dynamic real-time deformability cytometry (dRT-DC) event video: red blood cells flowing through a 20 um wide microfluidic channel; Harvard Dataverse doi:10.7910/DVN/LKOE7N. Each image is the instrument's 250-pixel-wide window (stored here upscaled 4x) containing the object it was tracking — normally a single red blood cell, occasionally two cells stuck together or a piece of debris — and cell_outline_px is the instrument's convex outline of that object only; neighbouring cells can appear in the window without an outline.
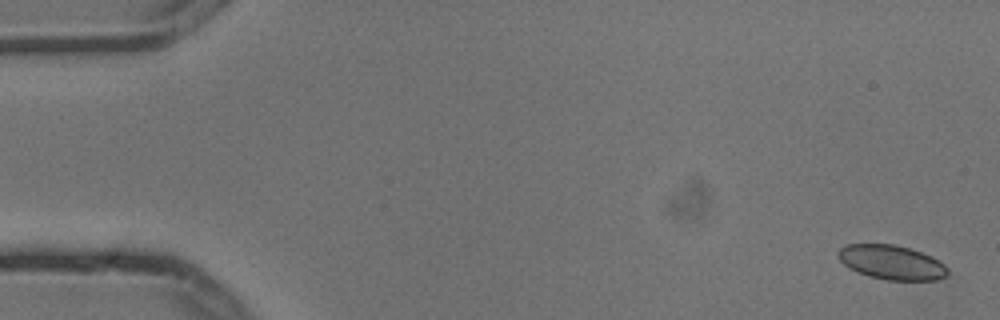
{"species": "common noctule bat (a hibernating species)", "species_latin": "Nyctalus noctula", "temperature_condition": "cold", "stored_images_in_passage": 4, "camera_frame_rate_fps": 3000, "um_per_image_px": 0.085, "animal": {"sex": "male", "body_mass_g": 13.3}, "frame": {"image": 1, "passage_image": 1, "time_ms": 0.0, "image_size_px": [1000, 320], "cell_outline_px": [[948, 276], [936, 280], [888, 280], [868, 276], [856, 272], [848, 268], [836, 256], [836, 252], [840, 248], [848, 244], [896, 244], [912, 248], [932, 256], [944, 264], [948, 268]], "centroid_in_image_um": [75.78, 22.29], "position_along_channel_um": 9.2, "area_um2": 22.31}}
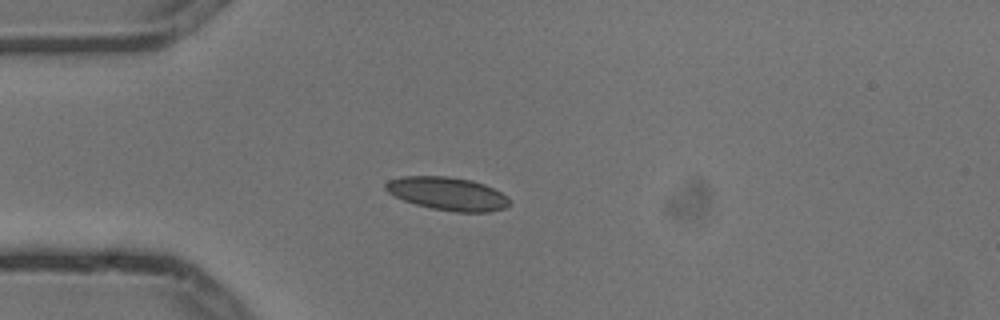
{"frame": {"image": 2, "passage_image": 4, "time_ms": 1.0, "image_size_px": [1000, 320], "cell_outline_px": [[512, 204], [504, 208], [488, 212], [456, 212], [432, 208], [416, 204], [404, 200], [388, 192], [384, 188], [384, 184], [388, 180], [400, 176], [448, 176], [472, 180], [484, 184], [500, 192], [512, 200]], "centroid_in_image_um": [38.06, 16.45], "position_along_channel_um": 46.9, "area_um2": 23.99}}